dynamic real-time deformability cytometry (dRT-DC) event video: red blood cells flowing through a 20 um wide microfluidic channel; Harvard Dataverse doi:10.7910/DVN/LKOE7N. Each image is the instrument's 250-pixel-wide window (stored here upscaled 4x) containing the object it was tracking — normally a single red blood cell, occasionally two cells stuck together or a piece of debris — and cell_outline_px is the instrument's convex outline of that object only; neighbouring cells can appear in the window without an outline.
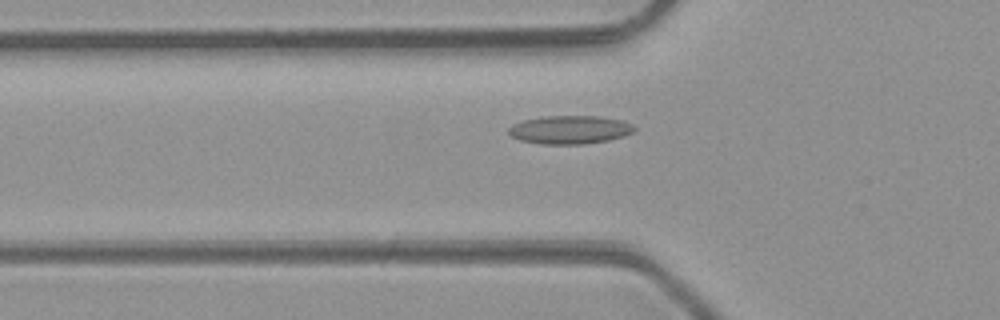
{"species": "common noctule bat (a hibernating species)", "species_latin": "Nyctalus noctula", "temperature_condition": "room temperature", "stored_images_in_passage": 46, "camera_frame_rate_fps": 3000, "um_per_image_px": 0.085, "animal": {"sex": "male", "body_mass_g": 23.1, "forearm_length_mm": 52.7}, "frame": {"image": 1, "passage_image": 14, "time_ms": 4.333, "image_size_px": [1000, 320], "cell_outline_px": [[636, 128], [632, 132], [624, 136], [608, 140], [584, 144], [540, 144], [520, 140], [512, 136], [508, 132], [508, 128], [512, 124], [524, 120], [544, 116], [600, 116], [620, 120], [632, 124]], "centroid_in_image_um": [48.42, 11.02], "position_along_channel_um": 77.4, "area_um2": 20.75}}
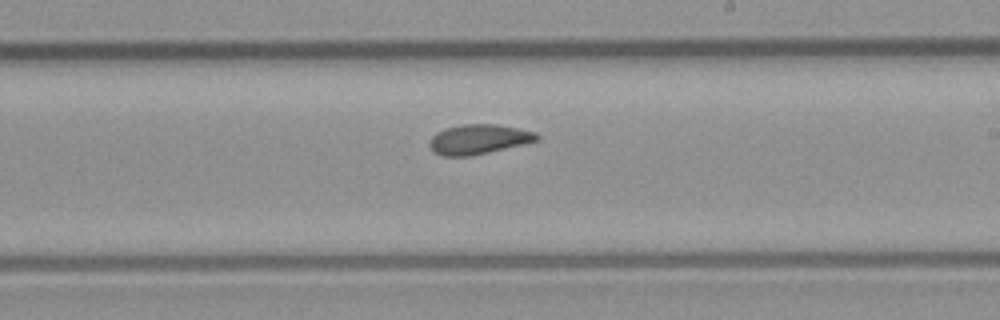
{"frame": {"image": 2, "passage_image": 26, "time_ms": 8.333, "image_size_px": [1000, 320], "cell_outline_px": [[540, 136], [536, 140], [488, 152], [468, 156], [440, 156], [432, 152], [428, 144], [432, 136], [436, 132], [444, 128], [464, 124], [496, 124], [536, 132]], "centroid_in_image_um": [40.59, 11.83], "position_along_channel_um": 248.4, "area_um2": 18.44}}
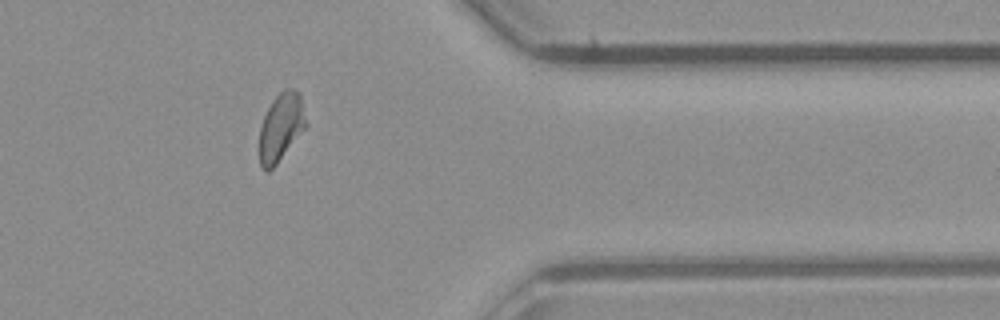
{"frame": {"image": 3, "passage_image": 37, "time_ms": 12.0, "image_size_px": [1000, 320], "cell_outline_px": [[308, 124], [276, 164], [268, 172], [264, 172], [260, 168], [260, 128], [264, 116], [272, 100], [284, 88], [292, 88], [300, 92]], "centroid_in_image_um": [23.89, 10.78], "position_along_channel_um": 387.5, "area_um2": 18.44}, "authors_computed_cell_mechanics": {"area_um2": 18.785, "velocity_mm_per_s": 4.2492, "shape_relaxation_time_tau1_ms": 7.0523, "shape_relaxation_time_tau2_ms": 2.3022, "deformation_change_tau1": 0.1551, "deformation_change_tau2": 0.0829}}